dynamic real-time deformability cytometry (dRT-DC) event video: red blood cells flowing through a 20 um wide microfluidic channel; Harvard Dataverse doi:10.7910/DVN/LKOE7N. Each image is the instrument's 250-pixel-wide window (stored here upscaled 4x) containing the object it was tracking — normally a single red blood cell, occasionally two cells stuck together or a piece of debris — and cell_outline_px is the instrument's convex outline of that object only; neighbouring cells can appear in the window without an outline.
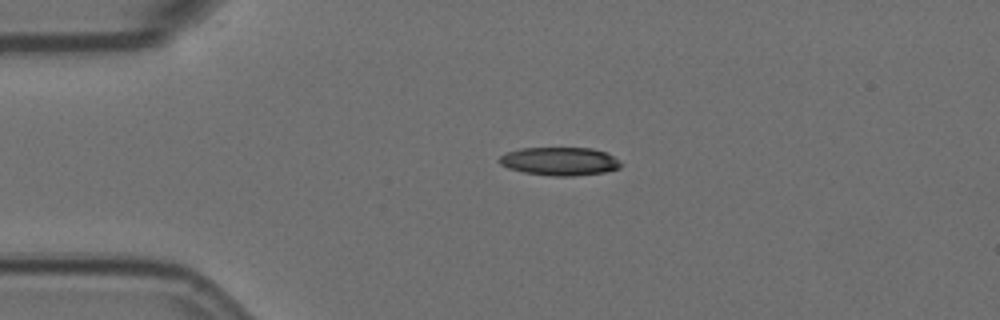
{"species": "Egyptian fruit bat (a non-hibernating species)", "species_latin": "Rousettus aegyptiacus", "temperature_condition": "room temperature", "stored_images_in_passage": 2, "camera_frame_rate_fps": 3000, "um_per_image_px": 0.085, "animal": {"sex": "female"}, "frame": {"image": 1, "passage_image": 1, "time_ms": 0.0, "image_size_px": [1000, 320], "cell_outline_px": [[624, 164], [620, 168], [604, 172], [572, 176], [552, 176], [524, 172], [508, 168], [500, 164], [500, 156], [508, 152], [520, 148], [592, 148], [608, 152], [620, 160]], "centroid_in_image_um": [47.64, 13.7], "position_along_channel_um": 37.4, "area_um2": 20.11}}